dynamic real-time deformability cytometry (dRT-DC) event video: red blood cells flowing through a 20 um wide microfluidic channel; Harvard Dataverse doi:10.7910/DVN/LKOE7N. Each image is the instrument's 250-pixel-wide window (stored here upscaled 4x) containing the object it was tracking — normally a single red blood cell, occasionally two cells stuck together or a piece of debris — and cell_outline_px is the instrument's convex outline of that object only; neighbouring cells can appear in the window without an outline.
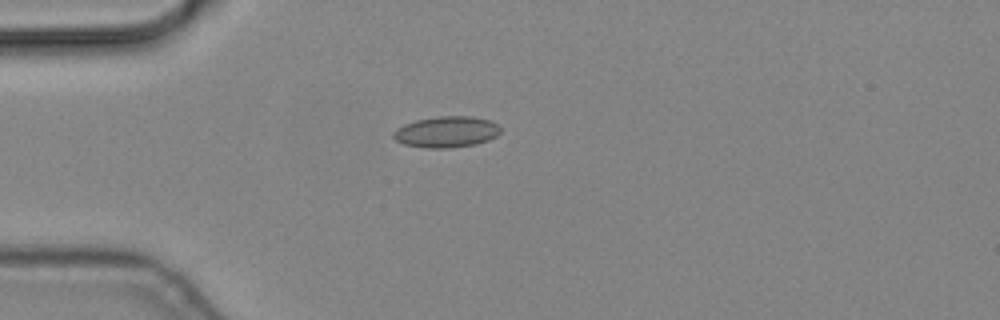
{"species": "common noctule bat (a hibernating species)", "species_latin": "Nyctalus noctula", "temperature_condition": "cold", "stored_images_in_passage": 2, "camera_frame_rate_fps": 3000, "um_per_image_px": 0.085, "animal": {"sex": "male", "body_mass_g": 19.2, "forearm_length_mm": 51.8}, "frame": {"image": 1, "passage_image": 1, "time_ms": 0.0, "image_size_px": [1000, 320], "cell_outline_px": [[500, 132], [496, 136], [488, 140], [476, 144], [448, 148], [428, 148], [404, 144], [396, 140], [392, 136], [392, 132], [396, 128], [404, 124], [416, 120], [436, 116], [472, 116], [492, 120], [500, 124]], "centroid_in_image_um": [37.96, 11.2], "position_along_channel_um": 47.0, "area_um2": 19.65}}